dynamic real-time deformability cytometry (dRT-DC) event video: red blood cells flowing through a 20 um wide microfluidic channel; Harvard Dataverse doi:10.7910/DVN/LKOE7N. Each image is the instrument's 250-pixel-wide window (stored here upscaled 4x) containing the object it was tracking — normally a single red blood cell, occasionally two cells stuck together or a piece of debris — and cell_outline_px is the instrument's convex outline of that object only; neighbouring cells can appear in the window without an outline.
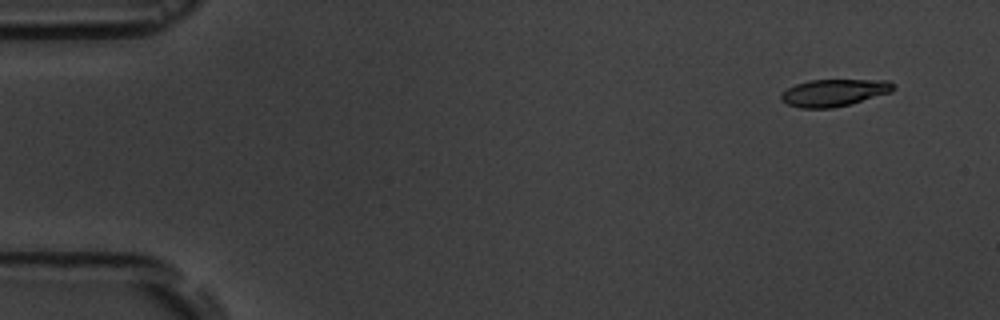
{"species": "common noctule bat (a hibernating species)", "species_latin": "Nyctalus noctula", "temperature_condition": "room temperature", "stored_images_in_passage": 12, "camera_frame_rate_fps": 3000, "um_per_image_px": 0.085, "animal": {"sex": "male", "body_mass_g": 19.5, "forearm_length_mm": 54.6}, "frame": {"image": 1, "passage_image": 2, "time_ms": 1.0, "image_size_px": [1000, 320], "cell_outline_px": [[896, 88], [892, 92], [848, 104], [832, 108], [800, 108], [788, 104], [780, 100], [780, 96], [788, 88], [796, 84], [808, 80], [888, 80], [896, 84]], "centroid_in_image_um": [70.92, 7.87], "position_along_channel_um": 14.1, "area_um2": 17.69}}
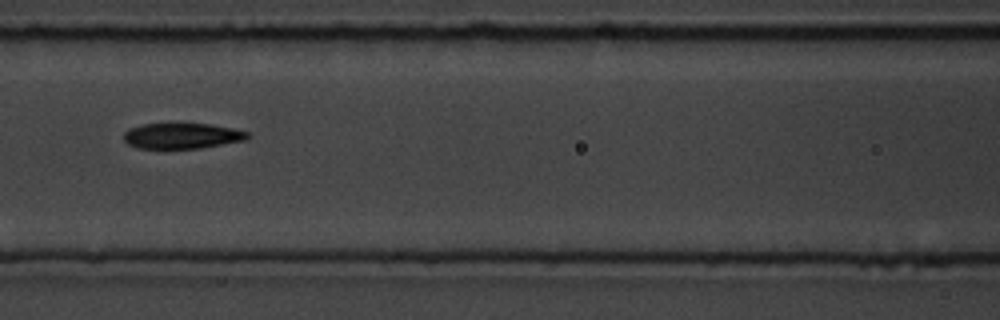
{"frame": {"image": 2, "passage_image": 8, "time_ms": 8.0, "image_size_px": [1000, 320], "cell_outline_px": [[252, 136], [248, 140], [200, 148], [140, 148], [128, 144], [124, 140], [124, 132], [128, 128], [144, 124], [208, 124], [232, 128], [248, 132]], "centroid_in_image_um": [15.51, 11.55], "position_along_channel_um": 151.1, "area_um2": 18.44}}
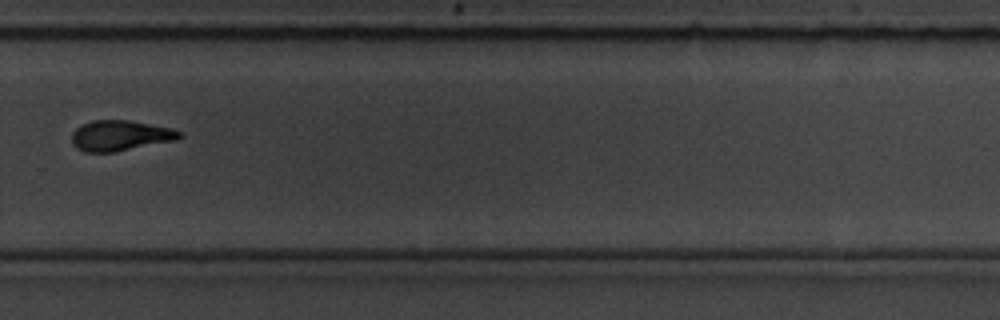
{"frame": {"image": 3, "passage_image": 12, "time_ms": 12.667, "image_size_px": [1000, 320], "cell_outline_px": [[184, 136], [176, 140], [112, 152], [84, 152], [76, 148], [72, 144], [72, 132], [80, 124], [92, 120], [128, 120], [172, 128], [180, 132]], "centroid_in_image_um": [10.19, 11.52], "position_along_channel_um": 319.6, "area_um2": 19.13}}